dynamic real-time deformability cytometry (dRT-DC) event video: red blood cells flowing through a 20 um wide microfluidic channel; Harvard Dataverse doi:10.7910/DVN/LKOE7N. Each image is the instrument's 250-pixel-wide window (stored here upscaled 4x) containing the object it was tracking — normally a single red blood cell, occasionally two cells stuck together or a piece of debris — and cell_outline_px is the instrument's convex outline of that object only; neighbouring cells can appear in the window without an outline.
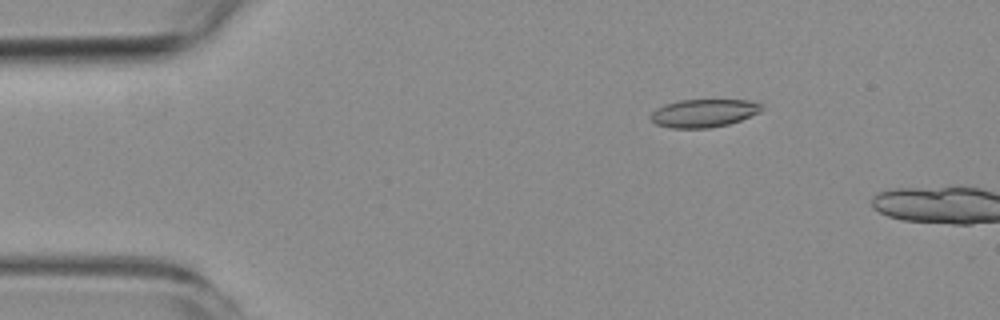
{"species": "common noctule bat (a hibernating species)", "species_latin": "Nyctalus noctula", "temperature_condition": "room temperature", "stored_images_in_passage": 4, "camera_frame_rate_fps": 3000, "um_per_image_px": 0.085, "animal": {"sex": "female", "body_mass_g": 19.3, "forearm_length_mm": 54.1}, "frame": {"image": 1, "passage_image": 3, "time_ms": 2.333, "image_size_px": [1000, 320], "cell_outline_px": [[764, 108], [760, 112], [740, 120], [728, 124], [708, 128], [672, 128], [656, 124], [648, 116], [656, 108], [664, 104], [680, 100], [752, 100], [764, 104]], "centroid_in_image_um": [59.83, 9.6], "position_along_channel_um": 25.2, "area_um2": 18.26}}